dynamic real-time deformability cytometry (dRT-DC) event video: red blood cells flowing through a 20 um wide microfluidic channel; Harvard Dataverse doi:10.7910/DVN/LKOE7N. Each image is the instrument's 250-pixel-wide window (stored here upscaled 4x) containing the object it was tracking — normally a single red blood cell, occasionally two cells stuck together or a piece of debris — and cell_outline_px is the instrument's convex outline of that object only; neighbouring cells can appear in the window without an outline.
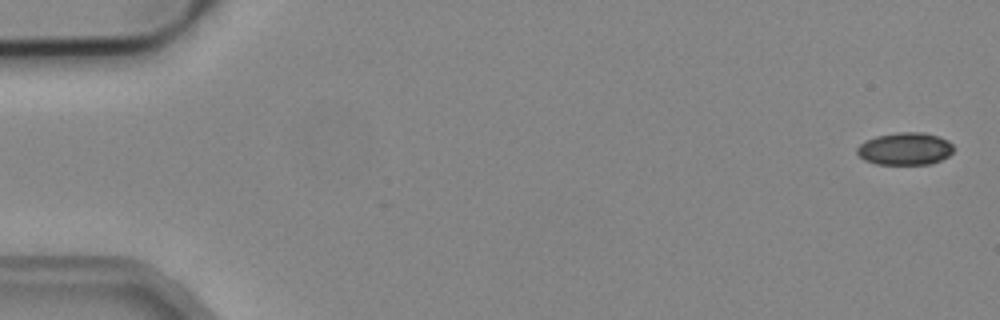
{"species": "common noctule bat (a hibernating species)", "species_latin": "Nyctalus noctula", "temperature_condition": "cold", "stored_images_in_passage": 5, "camera_frame_rate_fps": 3000, "um_per_image_px": 0.085, "animal": {"sex": "male", "body_mass_g": 19.2, "forearm_length_mm": 51.8}, "frame": {"image": 1, "passage_image": 1, "time_ms": 0.0, "image_size_px": [1000, 320], "cell_outline_px": [[952, 152], [948, 156], [932, 164], [876, 164], [864, 160], [856, 152], [856, 148], [864, 140], [876, 136], [896, 132], [924, 132], [948, 140], [952, 144]], "centroid_in_image_um": [76.9, 12.64], "position_along_channel_um": 8.1, "area_um2": 18.32}}
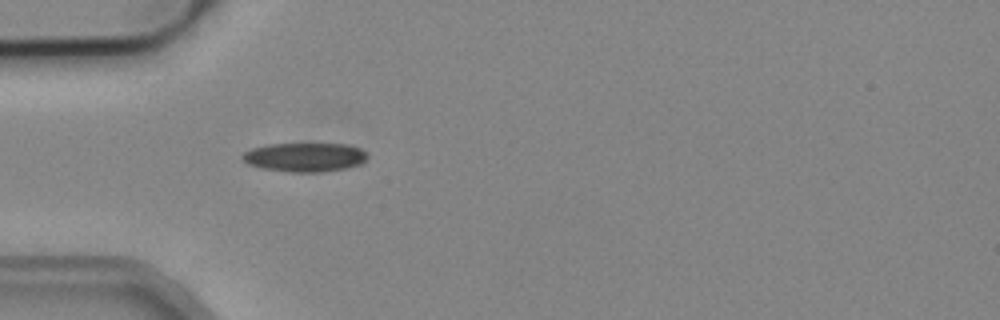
{"frame": {"image": 2, "passage_image": 5, "time_ms": 1.333, "image_size_px": [1000, 320], "cell_outline_px": [[368, 156], [360, 164], [344, 168], [320, 172], [292, 172], [264, 168], [248, 164], [240, 156], [244, 152], [252, 148], [268, 144], [348, 144], [360, 148]], "centroid_in_image_um": [25.89, 13.35], "position_along_channel_um": 59.1, "area_um2": 20.87}}